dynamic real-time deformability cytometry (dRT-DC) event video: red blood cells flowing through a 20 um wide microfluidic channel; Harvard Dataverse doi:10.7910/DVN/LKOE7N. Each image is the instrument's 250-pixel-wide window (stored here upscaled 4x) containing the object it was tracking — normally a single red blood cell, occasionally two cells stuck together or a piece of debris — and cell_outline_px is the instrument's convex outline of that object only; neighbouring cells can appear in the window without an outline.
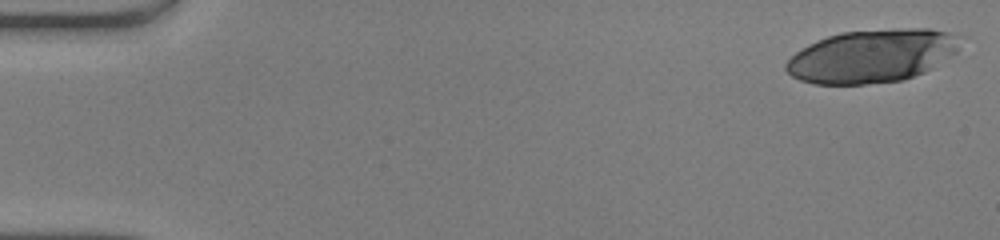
{"species": "human", "species_latin": "Homo sapiens", "temperature_condition": "warm", "stored_images_in_passage": 18, "camera_frame_rate_fps": 3000, "um_per_image_px": 0.085, "donor": {"sex": "male"}, "frame": {"image": 1, "passage_image": 1, "time_ms": 0.0, "image_size_px": [1000, 240], "cell_outline_px": [[956, 52], [932, 68], [924, 72], [904, 80], [864, 84], [816, 84], [800, 80], [792, 76], [784, 68], [784, 64], [796, 52], [808, 44], [816, 40], [840, 32], [896, 28], [928, 28], [948, 32], [956, 36]], "centroid_in_image_um": [74.06, 4.76], "position_along_channel_um": 10.9, "area_um2": 53.64}}
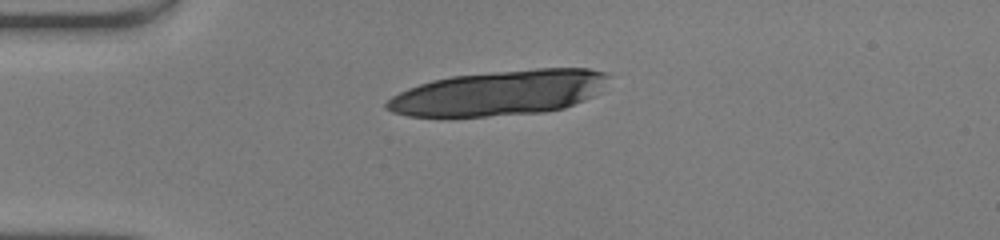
{"frame": {"image": 2, "passage_image": 12, "time_ms": 3.667, "image_size_px": [1000, 240], "cell_outline_px": [[608, 76], [596, 96], [564, 108], [544, 112], [484, 116], [408, 116], [392, 112], [384, 108], [384, 104], [392, 96], [408, 88], [432, 80], [452, 76], [492, 72], [536, 68], [588, 68], [608, 72]], "centroid_in_image_um": [42.45, 7.89], "position_along_channel_um": 42.6, "area_um2": 58.03}}